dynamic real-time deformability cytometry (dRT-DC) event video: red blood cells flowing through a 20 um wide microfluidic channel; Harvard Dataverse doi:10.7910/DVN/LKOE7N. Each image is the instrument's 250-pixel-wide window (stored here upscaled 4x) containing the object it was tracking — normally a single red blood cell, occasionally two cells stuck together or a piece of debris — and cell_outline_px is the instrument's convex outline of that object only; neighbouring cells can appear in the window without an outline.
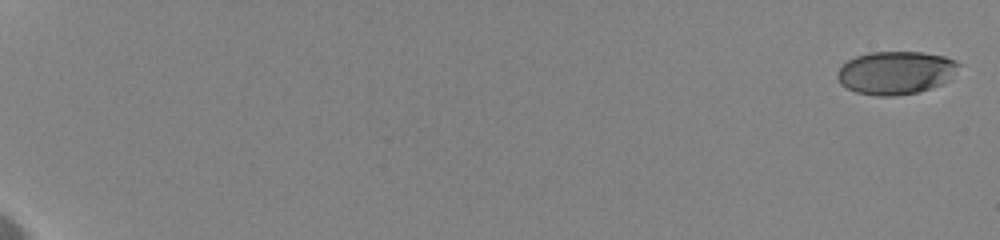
{"species": "human", "species_latin": "Homo sapiens", "temperature_condition": "cold", "stored_images_in_passage": 40, "camera_frame_rate_fps": 3000, "um_per_image_px": 0.085, "donor": {"sex": "female"}, "frame": {"image": 1, "passage_image": 1, "time_ms": 0.0, "image_size_px": [1000, 240], "cell_outline_px": [[960, 64], [948, 80], [940, 84], [916, 92], [896, 96], [876, 96], [856, 92], [840, 84], [836, 76], [836, 72], [848, 60], [856, 56], [868, 52], [924, 52], [944, 56], [956, 60]], "centroid_in_image_um": [76.1, 6.17], "position_along_channel_um": 8.9, "area_um2": 30.35}}
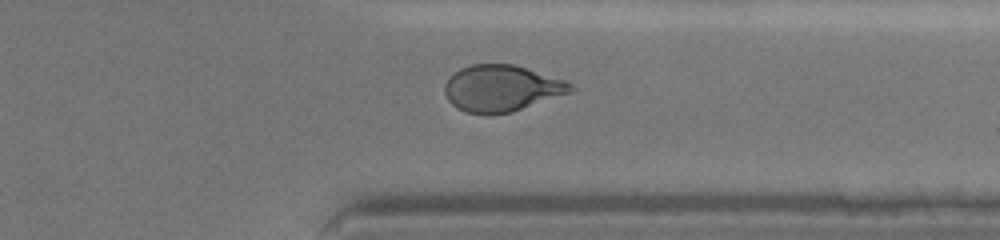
{"frame": {"image": 2, "passage_image": 33, "time_ms": 16.333, "image_size_px": [1000, 240], "cell_outline_px": [[576, 88], [572, 92], [512, 112], [464, 112], [456, 108], [448, 100], [444, 92], [444, 84], [448, 76], [460, 68], [472, 64], [516, 64], [564, 80], [572, 84]], "centroid_in_image_um": [42.63, 7.48], "position_along_channel_um": 368.8, "area_um2": 33.99}}
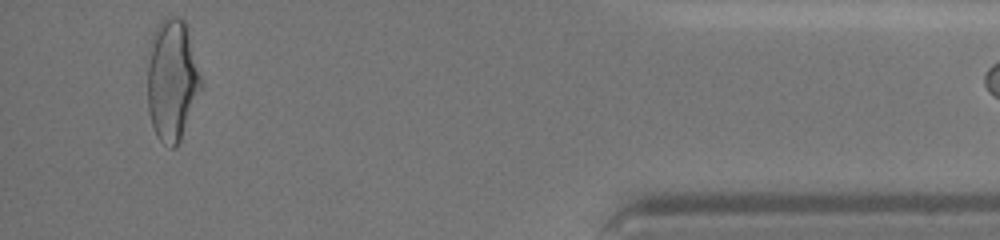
{"frame": {"image": 3, "passage_image": 39, "time_ms": 19.0, "image_size_px": [1000, 240], "cell_outline_px": [[200, 88], [180, 140], [176, 148], [172, 148], [164, 144], [156, 136], [152, 124], [148, 108], [148, 48], [152, 32], [156, 24], [164, 16], [176, 16], [184, 20], [200, 76]], "centroid_in_image_um": [14.56, 6.76], "position_along_channel_um": 420.6, "area_um2": 37.45}}